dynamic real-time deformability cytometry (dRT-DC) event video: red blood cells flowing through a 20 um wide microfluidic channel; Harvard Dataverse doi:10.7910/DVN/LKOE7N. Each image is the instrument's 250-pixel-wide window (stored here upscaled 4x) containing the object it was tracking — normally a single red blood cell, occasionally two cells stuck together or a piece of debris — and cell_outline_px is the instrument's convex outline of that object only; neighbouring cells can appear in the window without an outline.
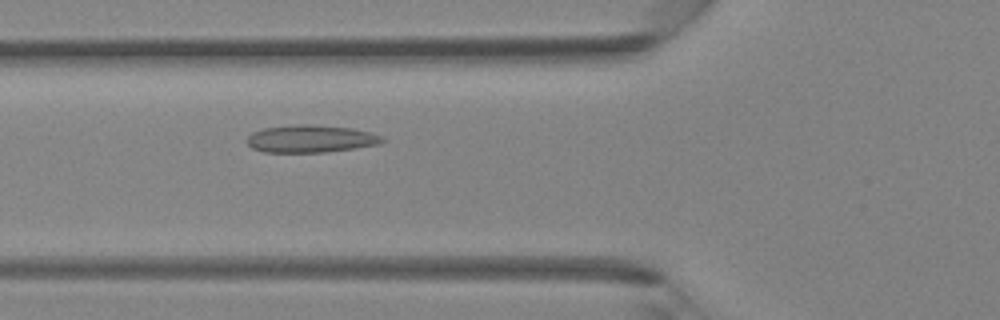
{"species": "Egyptian fruit bat (a non-hibernating species)", "species_latin": "Rousettus aegyptiacus", "temperature_condition": "room temperature", "stored_images_in_passage": 39, "camera_frame_rate_fps": 3000, "um_per_image_px": 0.085, "animal": {"sex": "female"}, "frame": {"image": 1, "passage_image": 12, "time_ms": 3.667, "image_size_px": [1000, 320], "cell_outline_px": [[384, 140], [380, 144], [356, 148], [324, 152], [264, 152], [252, 148], [248, 144], [248, 136], [252, 132], [264, 128], [296, 124], [312, 124], [352, 128], [372, 132], [384, 136]], "centroid_in_image_um": [26.45, 11.79], "position_along_channel_um": 99.4, "area_um2": 21.79}}
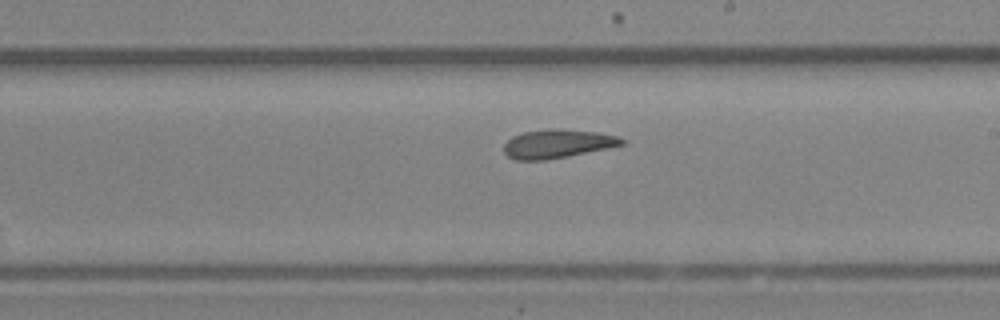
{"frame": {"image": 2, "passage_image": 21, "time_ms": 6.667, "image_size_px": [1000, 320], "cell_outline_px": [[624, 144], [608, 148], [568, 156], [544, 160], [516, 160], [508, 156], [504, 152], [504, 144], [512, 136], [524, 132], [552, 128], [556, 128], [596, 132], [616, 136], [624, 140]], "centroid_in_image_um": [47.35, 12.22], "position_along_channel_um": 241.6, "area_um2": 19.54}}
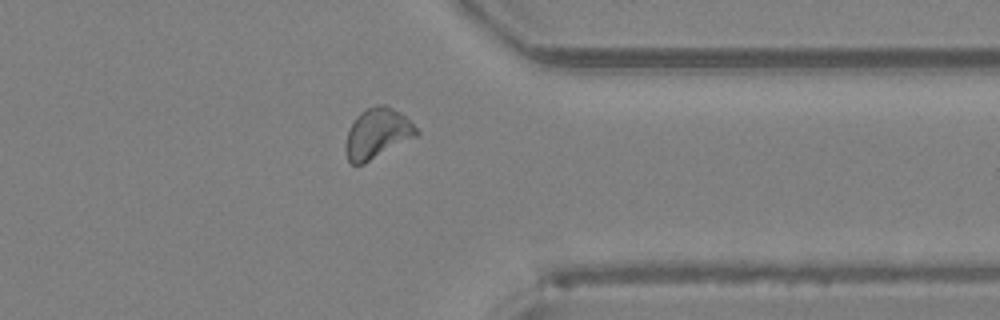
{"frame": {"image": 3, "passage_image": 30, "time_ms": 9.667, "image_size_px": [1000, 320], "cell_outline_px": [[420, 132], [416, 136], [364, 164], [352, 164], [348, 160], [348, 132], [356, 116], [360, 112], [376, 104], [384, 104], [400, 112]], "centroid_in_image_um": [32.1, 11.32], "position_along_channel_um": 379.3, "area_um2": 20.06}}